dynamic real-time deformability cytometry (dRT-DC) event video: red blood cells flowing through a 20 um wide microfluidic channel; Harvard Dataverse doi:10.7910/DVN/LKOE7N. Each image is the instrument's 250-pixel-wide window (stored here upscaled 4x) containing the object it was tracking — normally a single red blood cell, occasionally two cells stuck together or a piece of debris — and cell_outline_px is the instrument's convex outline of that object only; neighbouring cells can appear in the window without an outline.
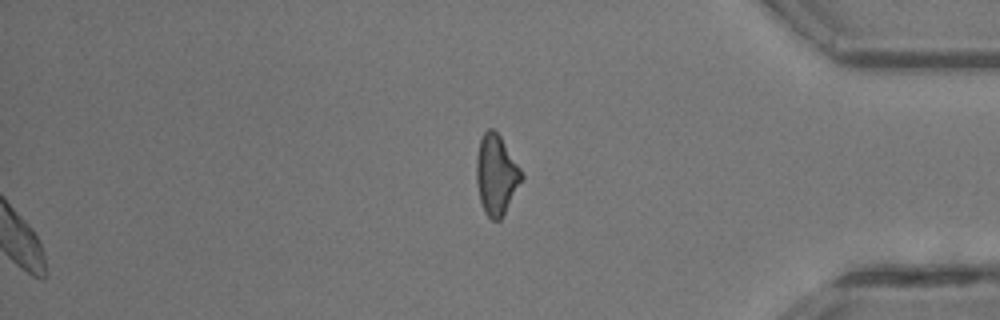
{"species": "common noctule bat (a hibernating species)", "species_latin": "Nyctalus noctula", "temperature_condition": "room temperature", "stored_images_in_passage": 23, "segment_of_instrument_passage": [2, 2], "camera_frame_rate_fps": 3000, "um_per_image_px": 0.085, "animal": {"sex": "male", "body_mass_g": 13.3}, "frame": {"image": 1, "passage_image": 23, "time_ms": 7.333, "image_size_px": [1000, 320], "cell_outline_px": [[524, 180], [500, 220], [492, 220], [484, 212], [480, 200], [476, 180], [476, 156], [480, 140], [484, 132], [488, 128], [492, 128], [500, 136], [520, 168], [524, 176]], "centroid_in_image_um": [42.19, 14.87], "position_along_channel_um": 393.0, "area_um2": 21.1}}